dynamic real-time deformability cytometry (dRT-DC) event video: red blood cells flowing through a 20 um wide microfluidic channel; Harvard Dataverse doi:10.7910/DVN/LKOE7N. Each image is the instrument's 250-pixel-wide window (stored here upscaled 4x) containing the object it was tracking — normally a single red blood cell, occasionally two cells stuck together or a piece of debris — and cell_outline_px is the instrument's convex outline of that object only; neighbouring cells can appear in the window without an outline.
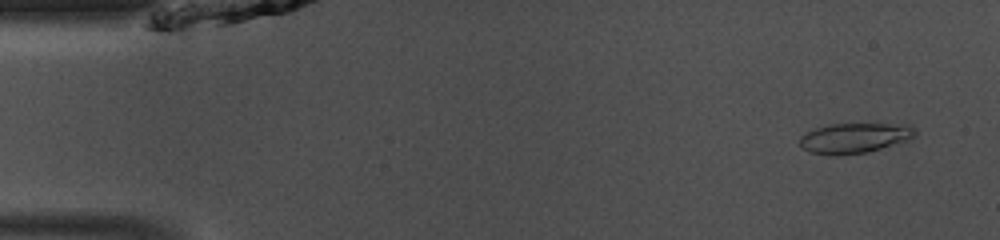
{"species": "common noctule bat (a hibernating species)", "species_latin": "Nyctalus noctula", "temperature_condition": "room temperature", "stored_images_in_passage": 47, "camera_frame_rate_fps": 3000, "um_per_image_px": 0.085, "animal": {"sex": "male", "body_mass_g": 13.0, "forearm_length_mm": 53.1}, "frame": {"image": 1, "passage_image": 3, "time_ms": 0.667, "image_size_px": [1000, 240], "cell_outline_px": [[916, 136], [880, 148], [864, 152], [836, 156], [812, 152], [800, 148], [800, 136], [816, 128], [832, 124], [908, 124], [916, 128]], "centroid_in_image_um": [72.62, 11.72], "position_along_channel_um": 12.4, "area_um2": 19.94}}
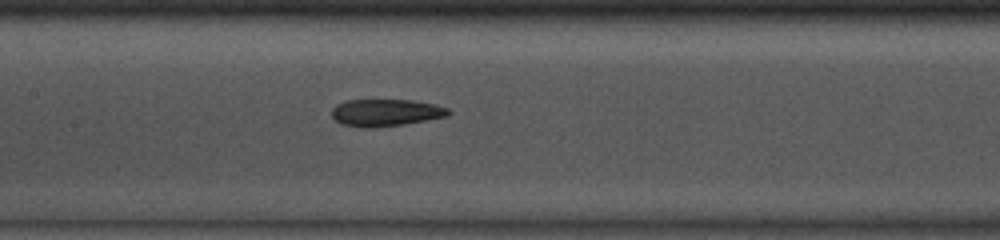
{"frame": {"image": 2, "passage_image": 22, "time_ms": 7.0, "image_size_px": [1000, 240], "cell_outline_px": [[452, 112], [448, 116], [428, 120], [404, 124], [376, 128], [360, 128], [340, 124], [332, 116], [332, 108], [336, 104], [348, 100], [412, 100], [436, 104], [448, 108]], "centroid_in_image_um": [32.8, 9.58], "position_along_channel_um": 174.6, "area_um2": 18.73}}
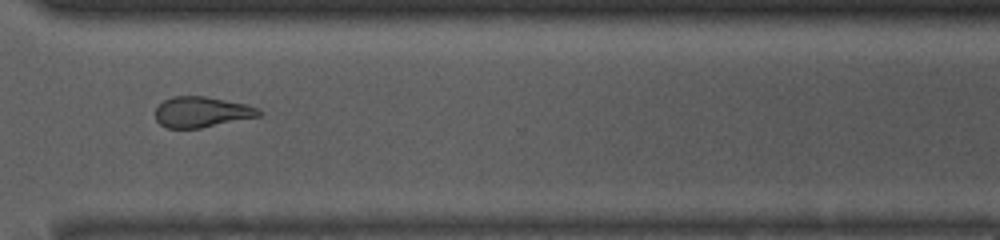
{"frame": {"image": 3, "passage_image": 35, "time_ms": 11.333, "image_size_px": [1000, 240], "cell_outline_px": [[264, 112], [260, 116], [200, 128], [168, 128], [160, 124], [156, 120], [156, 108], [164, 100], [172, 96], [204, 96], [248, 104], [260, 108]], "centroid_in_image_um": [17.18, 9.51], "position_along_channel_um": 353.4, "area_um2": 18.55}, "authors_computed_cell_mechanics": {"area_um2": 19.2474, "velocity_mm_per_s": 4.1375, "shape_relaxation_time_tau1_ms": 6.6491, "shape_relaxation_time_tau2_ms": 6.9149, "deformation_change_tau1": 0.2239, "deformation_change_tau2": 0.1631}}